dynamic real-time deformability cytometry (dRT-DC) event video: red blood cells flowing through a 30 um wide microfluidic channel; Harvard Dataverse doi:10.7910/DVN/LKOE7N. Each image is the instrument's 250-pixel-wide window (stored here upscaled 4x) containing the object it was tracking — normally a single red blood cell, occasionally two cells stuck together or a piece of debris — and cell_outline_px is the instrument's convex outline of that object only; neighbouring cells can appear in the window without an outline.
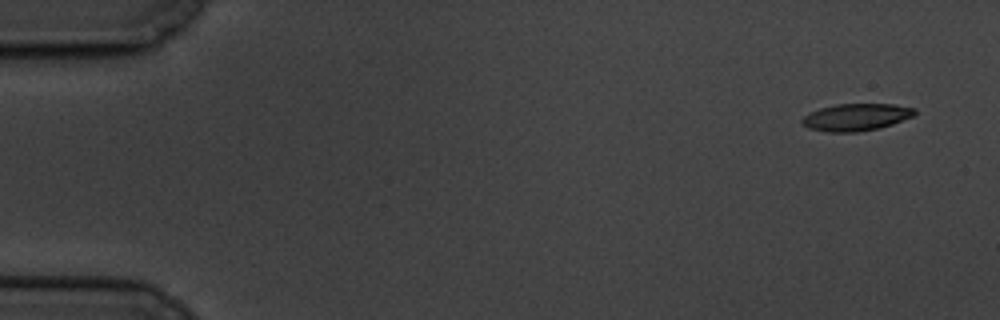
{"species": "common noctule bat (a hibernating species)", "species_latin": "Nyctalus noctula", "temperature_condition": "cold", "stored_images_in_passage": 6, "camera_frame_rate_fps": 3000, "um_per_image_px": 0.085, "animal": {"sex": "male", "body_mass_g": 19.5, "forearm_length_mm": 54.6}, "frame": {"image": 1, "passage_image": 1, "time_ms": 0.0, "image_size_px": [1000, 320], "cell_outline_px": [[916, 116], [880, 128], [856, 132], [828, 132], [808, 128], [800, 120], [804, 116], [820, 108], [836, 104], [896, 104], [916, 108]], "centroid_in_image_um": [72.83, 9.95], "position_along_channel_um": 12.2, "area_um2": 17.92}}
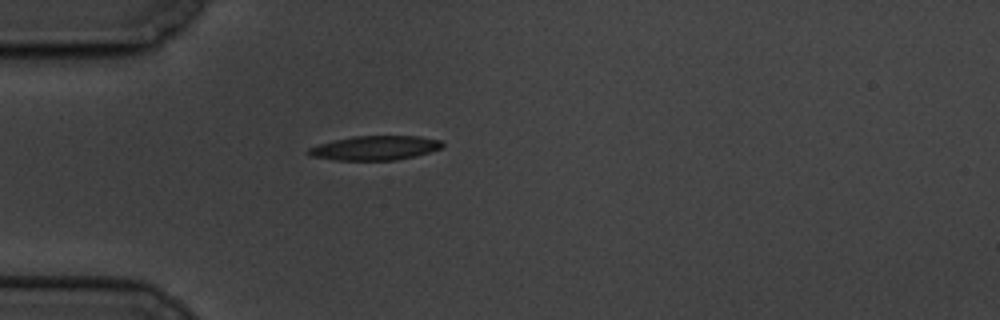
{"frame": {"image": 2, "passage_image": 5, "time_ms": 4.667, "image_size_px": [1000, 320], "cell_outline_px": [[444, 148], [416, 156], [396, 160], [336, 160], [308, 156], [304, 152], [308, 148], [320, 144], [352, 136], [420, 136], [440, 140], [444, 144]], "centroid_in_image_um": [31.88, 12.58], "position_along_channel_um": 53.1, "area_um2": 19.13}}